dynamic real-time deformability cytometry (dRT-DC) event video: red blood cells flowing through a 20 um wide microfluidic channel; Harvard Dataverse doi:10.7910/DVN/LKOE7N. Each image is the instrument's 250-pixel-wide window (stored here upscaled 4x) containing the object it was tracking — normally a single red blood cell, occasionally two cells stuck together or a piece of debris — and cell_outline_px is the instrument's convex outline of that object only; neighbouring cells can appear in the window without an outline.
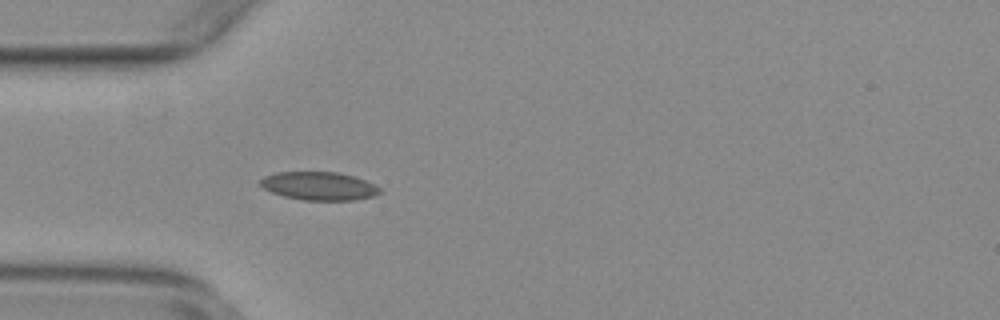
{"species": "common noctule bat (a hibernating species)", "species_latin": "Nyctalus noctula", "temperature_condition": "warm", "stored_images_in_passage": 53, "camera_frame_rate_fps": 3000, "um_per_image_px": 0.085, "animal": {"sex": "female", "body_mass_g": 29.2, "forearm_length_mm": 56.3}, "frame": {"image": 1, "passage_image": 15, "time_ms": 4.667, "image_size_px": [1000, 320], "cell_outline_px": [[380, 192], [376, 196], [356, 200], [304, 200], [284, 196], [272, 192], [264, 188], [260, 184], [260, 180], [264, 176], [276, 172], [336, 172], [352, 176], [376, 184], [380, 188]], "centroid_in_image_um": [27.14, 15.81], "position_along_channel_um": 57.9, "area_um2": 19.65}}
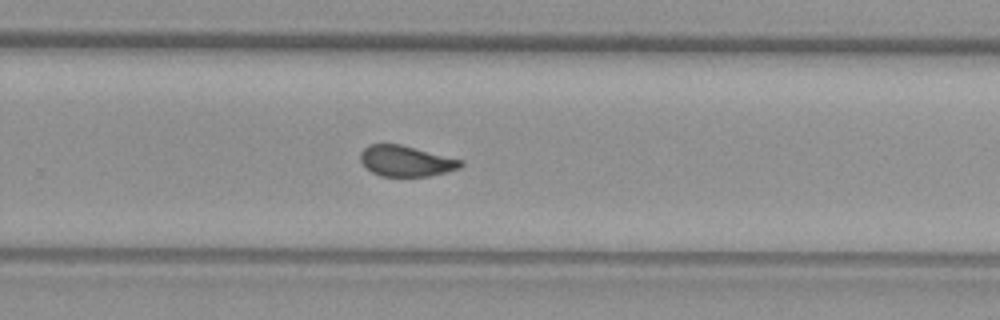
{"frame": {"image": 2, "passage_image": 34, "time_ms": 11.0, "image_size_px": [1000, 320], "cell_outline_px": [[464, 164], [460, 168], [448, 172], [428, 176], [380, 176], [372, 172], [360, 160], [360, 152], [368, 144], [400, 144], [464, 160]], "centroid_in_image_um": [34.54, 13.68], "position_along_channel_um": 295.3, "area_um2": 18.03}}
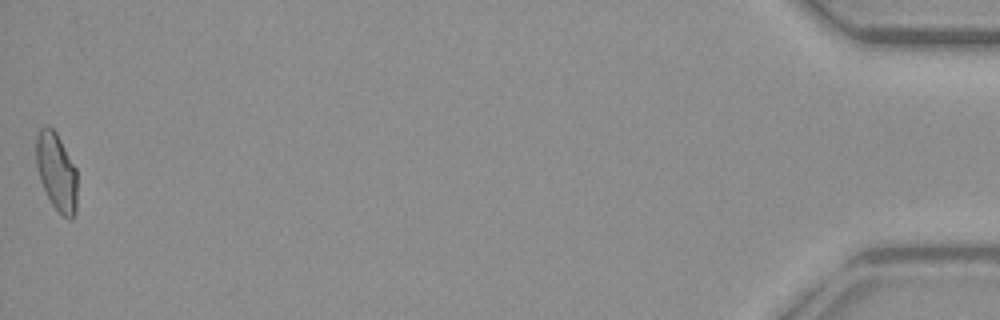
{"frame": {"image": 3, "passage_image": 53, "time_ms": 17.333, "image_size_px": [1000, 320], "cell_outline_px": [[76, 212], [72, 220], [68, 220], [52, 204], [40, 180], [36, 164], [36, 136], [40, 128], [48, 124], [56, 132], [76, 168]], "centroid_in_image_um": [4.8, 14.58], "position_along_channel_um": 430.4, "area_um2": 18.55}, "authors_computed_cell_mechanics": {"area_um2": 18.9584, "velocity_mm_per_s": 3.7965, "shape_relaxation_time_tau1_ms": null, "shape_relaxation_time_tau2_ms": 1.2554, "deformation_change_tau1": null, "deformation_change_tau2": 0.0515}}